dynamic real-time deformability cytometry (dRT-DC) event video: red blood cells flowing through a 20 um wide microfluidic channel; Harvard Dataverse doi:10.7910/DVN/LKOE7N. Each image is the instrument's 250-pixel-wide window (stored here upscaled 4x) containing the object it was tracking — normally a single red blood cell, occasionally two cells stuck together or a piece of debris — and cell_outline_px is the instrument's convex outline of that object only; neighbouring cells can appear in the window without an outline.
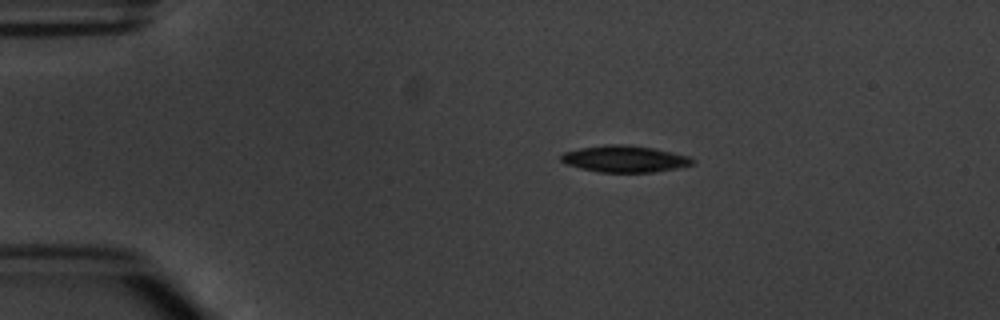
{"species": "common noctule bat (a hibernating species)", "species_latin": "Nyctalus noctula", "temperature_condition": "warm", "stored_images_in_passage": 3, "camera_frame_rate_fps": 3000, "um_per_image_px": 0.085, "animal": {"sex": "male", "body_mass_g": 20.1, "forearm_length_mm": 53.5}, "frame": {"image": 1, "passage_image": 1, "time_ms": 0.0, "image_size_px": [1000, 320], "cell_outline_px": [[696, 160], [692, 164], [676, 168], [652, 172], [600, 172], [580, 168], [568, 164], [560, 160], [560, 156], [564, 152], [580, 148], [608, 144], [620, 144], [652, 148], [672, 152], [688, 156]], "centroid_in_image_um": [53.08, 13.5], "position_along_channel_um": 31.9, "area_um2": 20.11}}
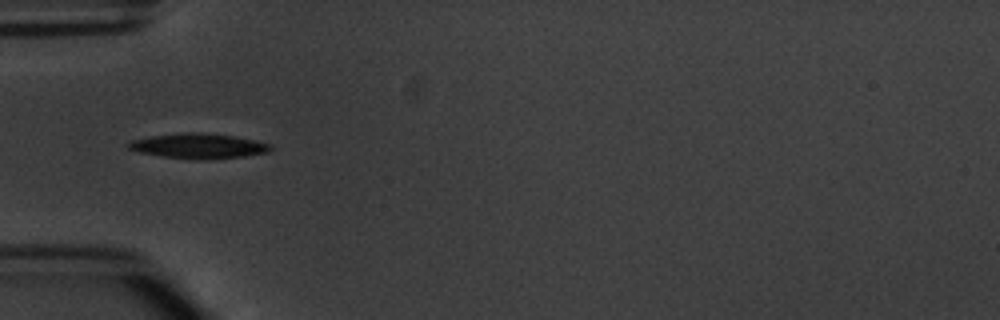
{"frame": {"image": 2, "passage_image": 3, "time_ms": 2.333, "image_size_px": [1000, 320], "cell_outline_px": [[276, 148], [268, 152], [244, 156], [208, 160], [196, 160], [164, 156], [140, 152], [128, 148], [124, 144], [132, 140], [152, 136], [192, 132], [200, 132], [232, 136], [272, 144]], "centroid_in_image_um": [16.91, 12.42], "position_along_channel_um": 68.1, "area_um2": 20.63}}